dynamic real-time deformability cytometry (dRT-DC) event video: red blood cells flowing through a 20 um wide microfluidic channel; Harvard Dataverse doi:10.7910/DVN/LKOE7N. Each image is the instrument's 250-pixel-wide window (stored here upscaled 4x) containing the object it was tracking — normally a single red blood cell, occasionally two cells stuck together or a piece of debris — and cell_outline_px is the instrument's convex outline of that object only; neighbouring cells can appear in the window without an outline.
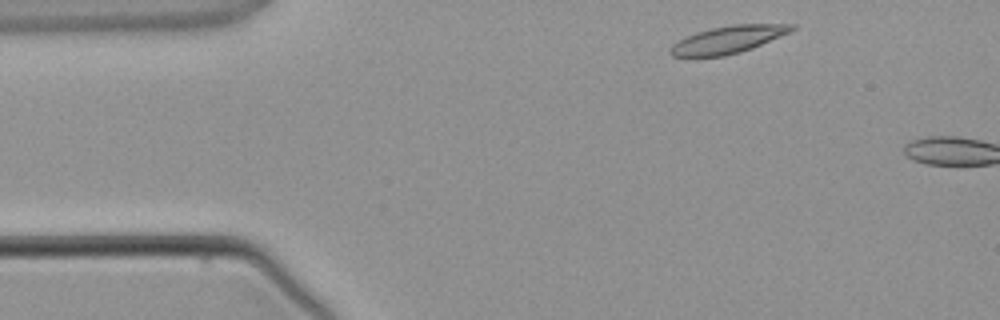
{"species": "common noctule bat (a hibernating species)", "species_latin": "Nyctalus noctula", "temperature_condition": "warm", "stored_images_in_passage": 2, "camera_frame_rate_fps": 3000, "um_per_image_px": 0.085, "animal": {"sex": "male", "body_mass_g": 21.5, "forearm_length_mm": 52.0}, "frame": {"image": 1, "passage_image": 1, "time_ms": 0.0, "image_size_px": [1000, 320], "cell_outline_px": [[796, 28], [788, 32], [752, 48], [740, 52], [724, 56], [696, 60], [672, 56], [668, 52], [668, 48], [672, 44], [696, 32], [712, 28], [732, 24], [796, 24]], "centroid_in_image_um": [61.76, 3.42], "position_along_channel_um": 23.2, "area_um2": 19.83}}